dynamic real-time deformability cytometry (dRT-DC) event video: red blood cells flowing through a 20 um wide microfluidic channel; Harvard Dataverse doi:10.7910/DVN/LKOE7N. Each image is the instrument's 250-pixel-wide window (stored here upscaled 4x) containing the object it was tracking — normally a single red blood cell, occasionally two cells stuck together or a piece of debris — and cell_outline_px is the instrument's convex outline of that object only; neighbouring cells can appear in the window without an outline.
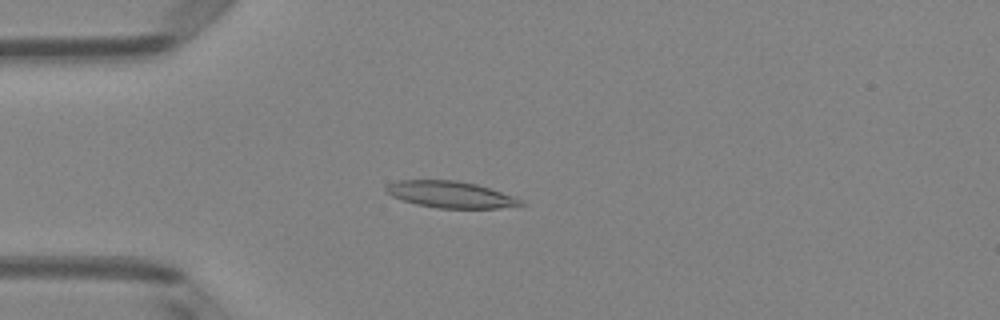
{"species": "Egyptian fruit bat (a non-hibernating species)", "species_latin": "Rousettus aegyptiacus", "temperature_condition": "room temperature", "stored_images_in_passage": 51, "camera_frame_rate_fps": 3000, "um_per_image_px": 0.085, "animal": {"sex": "female"}, "frame": {"image": 1, "passage_image": 14, "time_ms": 4.333, "image_size_px": [1000, 320], "cell_outline_px": [[528, 204], [500, 208], [436, 208], [416, 204], [392, 196], [384, 188], [388, 184], [400, 180], [456, 180], [476, 184], [516, 196], [524, 200]], "centroid_in_image_um": [38.37, 16.54], "position_along_channel_um": 46.6, "area_um2": 20.92}}
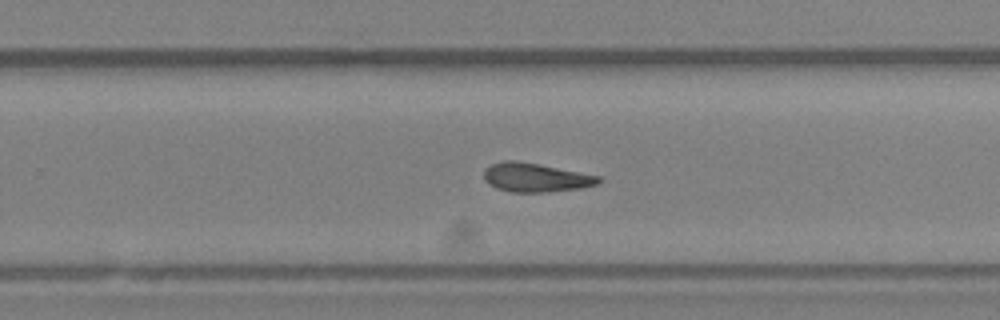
{"frame": {"image": 2, "passage_image": 33, "time_ms": 10.667, "image_size_px": [1000, 320], "cell_outline_px": [[604, 180], [600, 184], [580, 188], [548, 192], [512, 192], [496, 188], [488, 184], [484, 180], [484, 168], [492, 164], [504, 160], [516, 160], [540, 164], [600, 176]], "centroid_in_image_um": [45.54, 15.08], "position_along_channel_um": 284.3, "area_um2": 19.54}}
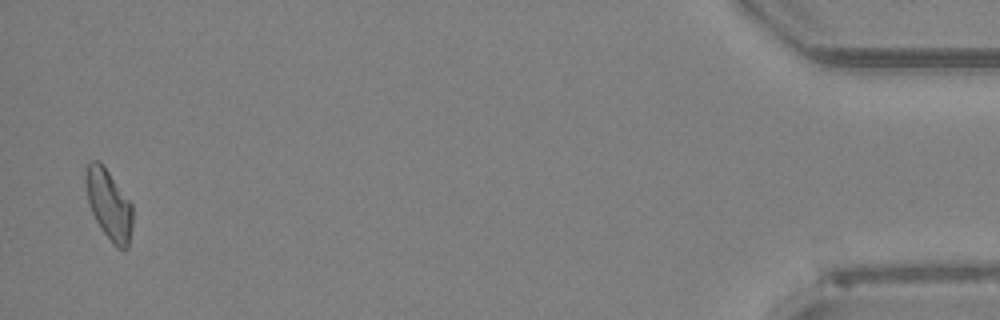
{"frame": {"image": 3, "passage_image": 50, "time_ms": 16.333, "image_size_px": [1000, 320], "cell_outline_px": [[132, 228], [128, 248], [124, 252], [116, 248], [112, 244], [100, 228], [92, 212], [88, 200], [84, 180], [84, 176], [88, 164], [92, 160], [100, 160], [132, 204]], "centroid_in_image_um": [9.26, 17.42], "position_along_channel_um": 425.9, "area_um2": 19.36}, "authors_computed_cell_mechanics": {"area_um2": 19.8832, "velocity_mm_per_s": 4.0249, "shape_relaxation_time_tau1_ms": 7.6281, "shape_relaxation_time_tau2_ms": 3.7898, "deformation_change_tau1": 0.1916, "deformation_change_tau2": 0.1313}}